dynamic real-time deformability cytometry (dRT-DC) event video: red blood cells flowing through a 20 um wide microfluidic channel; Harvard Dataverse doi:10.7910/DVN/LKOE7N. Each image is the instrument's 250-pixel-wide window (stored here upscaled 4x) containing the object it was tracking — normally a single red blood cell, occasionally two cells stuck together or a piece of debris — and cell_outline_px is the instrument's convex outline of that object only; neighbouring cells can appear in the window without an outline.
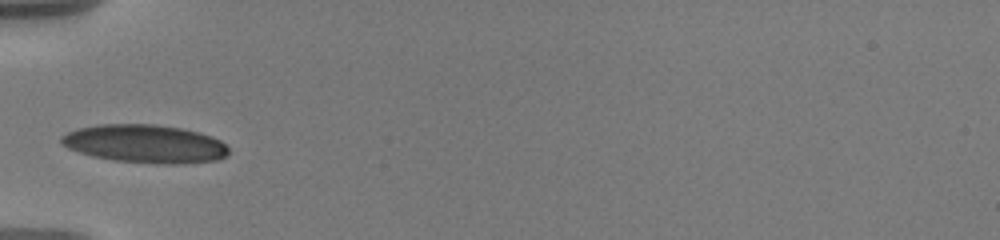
{"species": "human", "species_latin": "Homo sapiens", "temperature_condition": "warm", "stored_images_in_passage": 2, "camera_frame_rate_fps": 3000, "um_per_image_px": 0.085, "donor": {"sex": "male"}, "frame": {"image": 1, "passage_image": 1, "time_ms": 0.0, "image_size_px": [1000, 240], "cell_outline_px": [[228, 156], [216, 160], [176, 164], [164, 164], [112, 160], [92, 156], [68, 148], [60, 140], [60, 136], [68, 132], [80, 128], [100, 124], [152, 124], [180, 128], [200, 132], [212, 136], [220, 140], [228, 148]], "centroid_in_image_um": [12.34, 12.22], "position_along_channel_um": 72.7, "area_um2": 37.11}}